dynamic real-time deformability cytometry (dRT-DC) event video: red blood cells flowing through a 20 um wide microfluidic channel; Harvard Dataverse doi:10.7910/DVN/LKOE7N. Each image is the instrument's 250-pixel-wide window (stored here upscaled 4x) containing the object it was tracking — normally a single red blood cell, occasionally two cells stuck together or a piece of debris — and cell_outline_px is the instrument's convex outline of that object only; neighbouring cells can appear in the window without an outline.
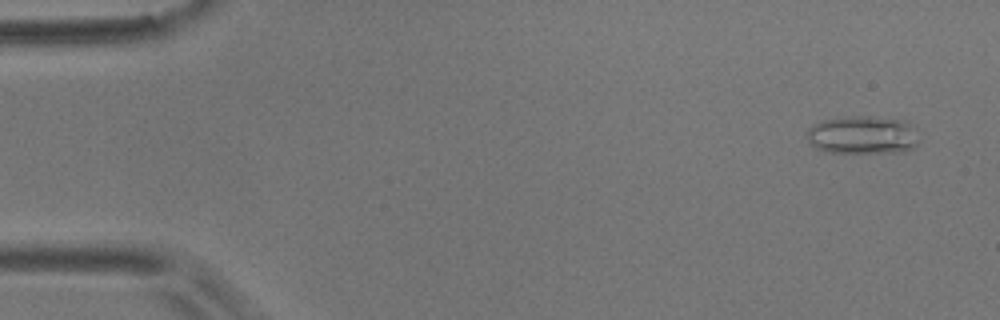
{"species": "common noctule bat (a hibernating species)", "species_latin": "Nyctalus noctula", "temperature_condition": "room temperature", "stored_images_in_passage": 9, "camera_frame_rate_fps": 3000, "um_per_image_px": 0.085, "animal": {"sex": "male", "body_mass_g": 17.9}, "frame": {"image": 1, "passage_image": 1, "time_ms": 0.0, "image_size_px": [1000, 320], "cell_outline_px": [[920, 140], [916, 148], [904, 152], [828, 152], [816, 148], [808, 140], [808, 128], [820, 120], [848, 116], [868, 116], [904, 120], [916, 124]], "centroid_in_image_um": [73.43, 11.46], "position_along_channel_um": 11.6, "area_um2": 25.49}}
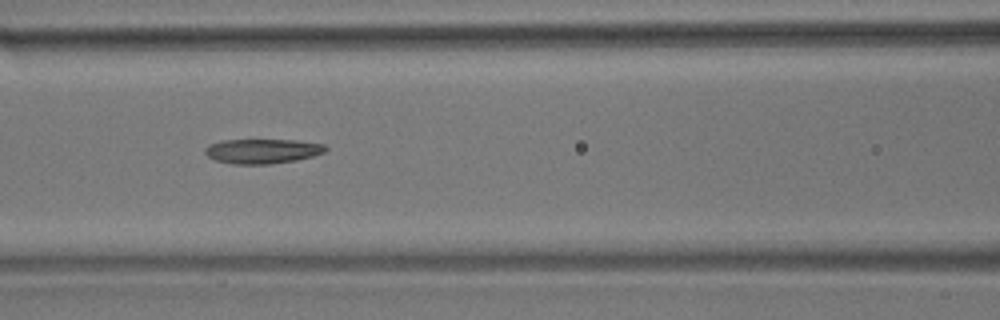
{"frame": {"image": 2, "passage_image": 7, "time_ms": 2.0, "image_size_px": [1000, 320], "cell_outline_px": [[328, 148], [324, 152], [312, 156], [296, 160], [272, 164], [232, 164], [216, 160], [208, 156], [204, 152], [204, 148], [208, 144], [220, 140], [296, 140], [324, 144]], "centroid_in_image_um": [22.28, 12.84], "position_along_channel_um": 144.3, "area_um2": 17.4}}
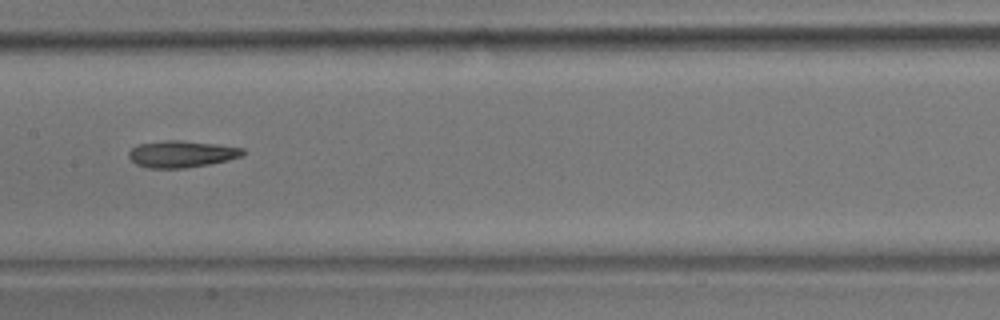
{"frame": {"image": 3, "passage_image": 8, "time_ms": 2.333, "image_size_px": [1000, 320], "cell_outline_px": [[244, 152], [240, 156], [228, 160], [208, 164], [184, 168], [148, 168], [136, 164], [128, 156], [128, 152], [132, 148], [140, 144], [168, 140], [180, 140], [216, 144], [244, 148]], "centroid_in_image_um": [15.42, 13.09], "position_along_channel_um": 192.0, "area_um2": 17.57}}